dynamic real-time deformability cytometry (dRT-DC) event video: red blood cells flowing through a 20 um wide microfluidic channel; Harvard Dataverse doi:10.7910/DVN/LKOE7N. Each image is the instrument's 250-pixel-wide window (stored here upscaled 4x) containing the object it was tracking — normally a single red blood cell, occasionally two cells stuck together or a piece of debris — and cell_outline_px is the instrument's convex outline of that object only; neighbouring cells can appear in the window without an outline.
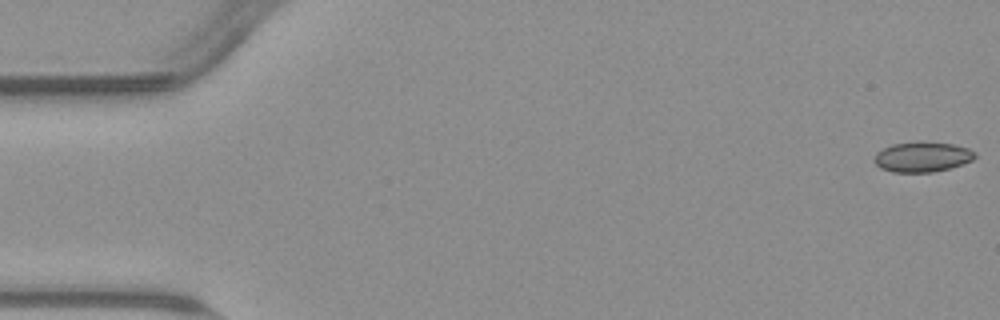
{"species": "common noctule bat (a hibernating species)", "species_latin": "Nyctalus noctula", "temperature_condition": "warm", "stored_images_in_passage": 12, "camera_frame_rate_fps": 3000, "um_per_image_px": 0.085, "animal": {"sex": "male", "body_mass_g": 23.1, "forearm_length_mm": 52.7}, "frame": {"image": 1, "passage_image": 1, "time_ms": 0.0, "image_size_px": [1000, 320], "cell_outline_px": [[976, 156], [972, 160], [948, 168], [932, 172], [892, 172], [880, 168], [872, 160], [876, 152], [892, 144], [916, 140], [920, 140], [952, 144], [968, 148], [976, 152]], "centroid_in_image_um": [78.35, 13.31], "position_along_channel_um": 6.6, "area_um2": 17.92}}